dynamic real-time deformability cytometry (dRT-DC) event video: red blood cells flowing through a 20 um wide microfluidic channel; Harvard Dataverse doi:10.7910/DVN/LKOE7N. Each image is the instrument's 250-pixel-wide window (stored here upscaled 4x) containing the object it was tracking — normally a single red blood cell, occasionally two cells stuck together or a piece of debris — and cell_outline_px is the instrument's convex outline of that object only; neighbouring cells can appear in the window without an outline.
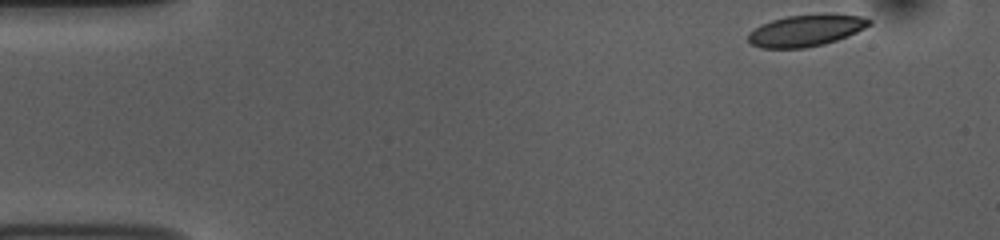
{"species": "common noctule bat (a hibernating species)", "species_latin": "Nyctalus noctula", "temperature_condition": "room temperature", "stored_images_in_passage": 50, "camera_frame_rate_fps": 3000, "um_per_image_px": 0.085, "animal": {"sex": "female", "body_mass_g": 10.0, "forearm_length_mm": 53.1}, "frame": {"image": 1, "passage_image": 1, "time_ms": 0.0, "image_size_px": [1000, 240], "cell_outline_px": [[872, 24], [856, 32], [836, 40], [824, 44], [804, 48], [760, 48], [752, 44], [748, 40], [748, 32], [760, 24], [772, 20], [788, 16], [820, 12], [824, 12], [860, 16], [872, 20]], "centroid_in_image_um": [68.5, 2.56], "position_along_channel_um": 16.5, "area_um2": 22.66}}
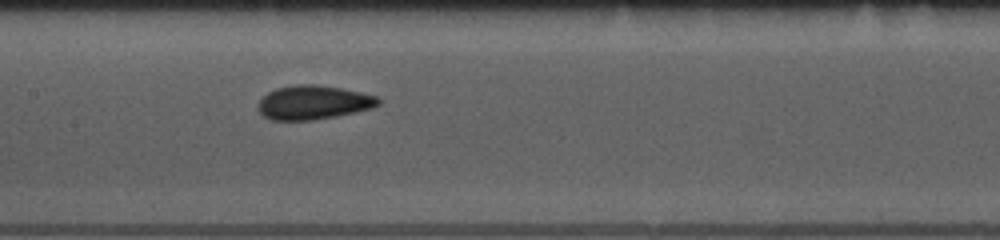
{"frame": {"image": 2, "passage_image": 22, "time_ms": 7.0, "image_size_px": [1000, 240], "cell_outline_px": [[380, 104], [372, 108], [356, 112], [336, 116], [312, 120], [272, 120], [264, 116], [256, 108], [256, 104], [268, 92], [276, 88], [296, 84], [312, 84], [340, 88], [360, 92], [376, 96], [380, 100]], "centroid_in_image_um": [26.61, 8.71], "position_along_channel_um": 180.8, "area_um2": 23.81}}
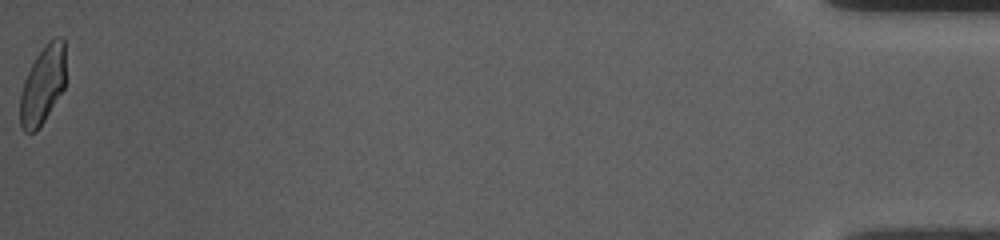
{"frame": {"image": 3, "passage_image": 50, "time_ms": 16.333, "image_size_px": [1000, 240], "cell_outline_px": [[64, 88], [44, 120], [36, 132], [24, 132], [20, 128], [20, 96], [24, 80], [36, 56], [44, 44], [48, 40], [56, 36], [64, 36]], "centroid_in_image_um": [3.62, 7.21], "position_along_channel_um": 431.6, "area_um2": 20.69}, "authors_computed_cell_mechanics": {"area_um2": 22.5709, "velocity_mm_per_s": 3.73, "shape_relaxation_time_tau1_ms": 4.9681, "shape_relaxation_time_tau2_ms": 1.5517, "deformation_change_tau1": 0.135, "deformation_change_tau2": 0.0567}}